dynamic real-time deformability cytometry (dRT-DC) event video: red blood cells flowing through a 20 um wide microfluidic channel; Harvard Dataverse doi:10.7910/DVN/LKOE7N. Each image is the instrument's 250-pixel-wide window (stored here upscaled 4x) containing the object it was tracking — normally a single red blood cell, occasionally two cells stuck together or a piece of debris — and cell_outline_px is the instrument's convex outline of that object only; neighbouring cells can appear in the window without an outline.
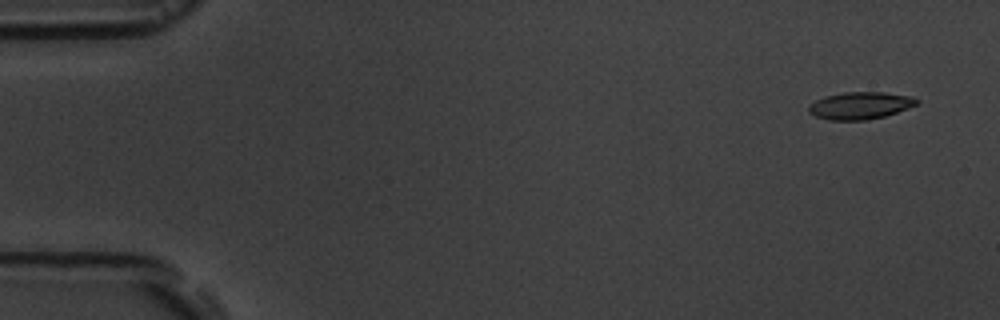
{"species": "common noctule bat (a hibernating species)", "species_latin": "Nyctalus noctula", "temperature_condition": "room temperature", "stored_images_in_passage": 5, "camera_frame_rate_fps": 3000, "um_per_image_px": 0.085, "animal": {"sex": "male", "body_mass_g": 19.5, "forearm_length_mm": 54.6}, "frame": {"image": 1, "passage_image": 1, "time_ms": 0.0, "image_size_px": [1000, 320], "cell_outline_px": [[920, 100], [916, 104], [896, 112], [884, 116], [868, 120], [828, 120], [816, 116], [808, 112], [808, 104], [824, 96], [844, 92], [884, 92], [912, 96]], "centroid_in_image_um": [73.08, 8.96], "position_along_channel_um": 11.9, "area_um2": 17.17}}
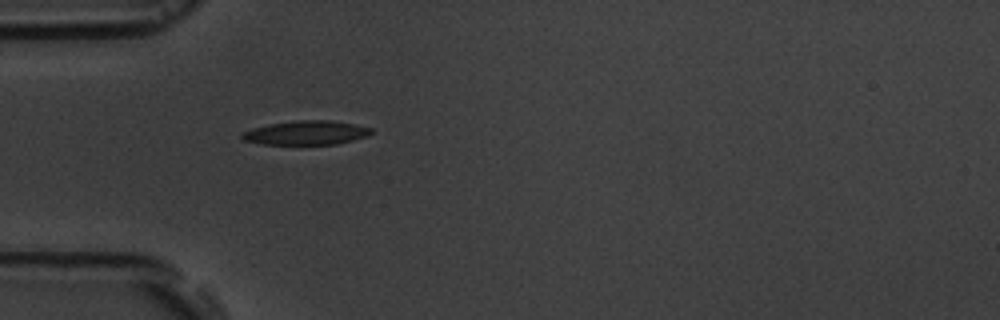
{"frame": {"image": 2, "passage_image": 5, "time_ms": 4.667, "image_size_px": [1000, 320], "cell_outline_px": [[372, 132], [368, 136], [336, 144], [264, 144], [244, 140], [240, 136], [240, 132], [252, 128], [268, 124], [296, 120], [328, 120], [352, 124], [372, 128]], "centroid_in_image_um": [25.99, 11.28], "position_along_channel_um": 59.0, "area_um2": 18.03}}